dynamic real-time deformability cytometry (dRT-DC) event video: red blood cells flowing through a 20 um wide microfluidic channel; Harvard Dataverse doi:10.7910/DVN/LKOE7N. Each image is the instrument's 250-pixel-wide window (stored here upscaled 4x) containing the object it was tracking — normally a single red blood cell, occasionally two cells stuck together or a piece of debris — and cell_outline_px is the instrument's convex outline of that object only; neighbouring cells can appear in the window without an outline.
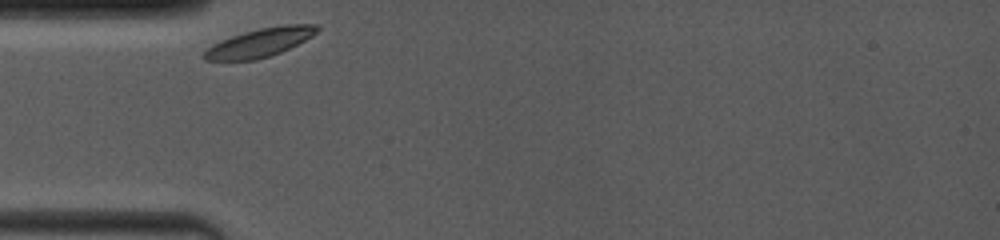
{"species": "common noctule bat (a hibernating species)", "species_latin": "Nyctalus noctula", "temperature_condition": "room temperature", "stored_images_in_passage": 21, "camera_frame_rate_fps": 4000, "um_per_image_px": 0.085, "animal": {"sex": "female", "body_mass_g": 19.0, "forearm_length_mm": 53.3}, "frame": {"image": 1, "passage_image": 1, "time_ms": 0.0, "image_size_px": [1000, 240], "cell_outline_px": [[320, 28], [312, 36], [280, 52], [256, 60], [204, 60], [200, 56], [212, 44], [232, 36], [244, 32], [260, 28], [284, 24], [320, 24]], "centroid_in_image_um": [22.08, 3.61], "position_along_channel_um": 62.9, "area_um2": 18.67}}
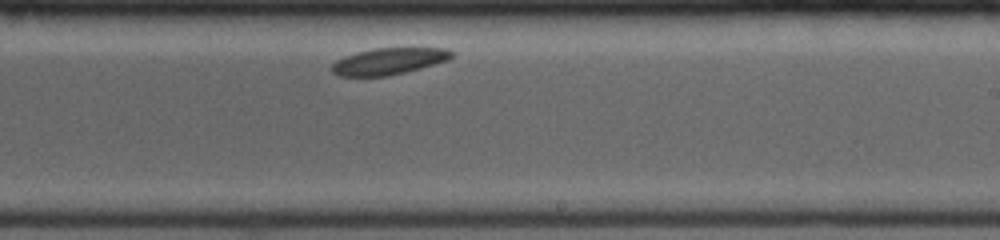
{"frame": {"image": 2, "passage_image": 12, "time_ms": 5.5, "image_size_px": [1000, 240], "cell_outline_px": [[456, 52], [448, 60], [420, 68], [388, 76], [340, 76], [332, 72], [332, 64], [336, 60], [344, 56], [356, 52], [372, 48], [448, 48]], "centroid_in_image_um": [33.05, 5.19], "position_along_channel_um": 255.9, "area_um2": 18.61}}
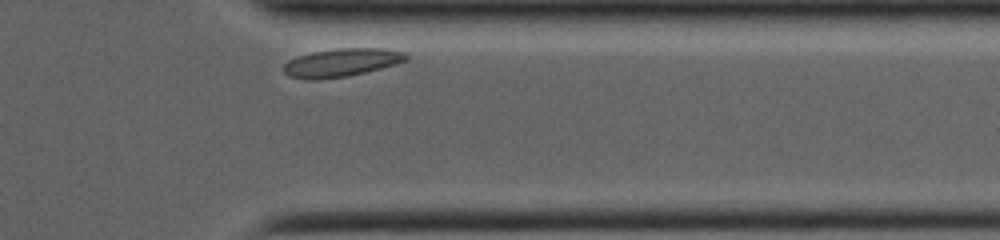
{"frame": {"image": 3, "passage_image": 20, "time_ms": 9.0, "image_size_px": [1000, 240], "cell_outline_px": [[408, 60], [396, 64], [348, 76], [316, 80], [308, 80], [288, 76], [284, 72], [284, 64], [288, 60], [312, 52], [336, 48], [384, 48], [404, 52], [408, 56]], "centroid_in_image_um": [29.03, 5.32], "position_along_channel_um": 382.4, "area_um2": 20.11}, "authors_computed_cell_mechanics": {"area_um2": 19.3052, "velocity_mm_per_s": 3.5543, "shape_relaxation_time_tau1_ms": 0.3227, "shape_relaxation_time_tau2_ms": null, "deformation_change_tau1": 0.0417, "deformation_change_tau2": null}}